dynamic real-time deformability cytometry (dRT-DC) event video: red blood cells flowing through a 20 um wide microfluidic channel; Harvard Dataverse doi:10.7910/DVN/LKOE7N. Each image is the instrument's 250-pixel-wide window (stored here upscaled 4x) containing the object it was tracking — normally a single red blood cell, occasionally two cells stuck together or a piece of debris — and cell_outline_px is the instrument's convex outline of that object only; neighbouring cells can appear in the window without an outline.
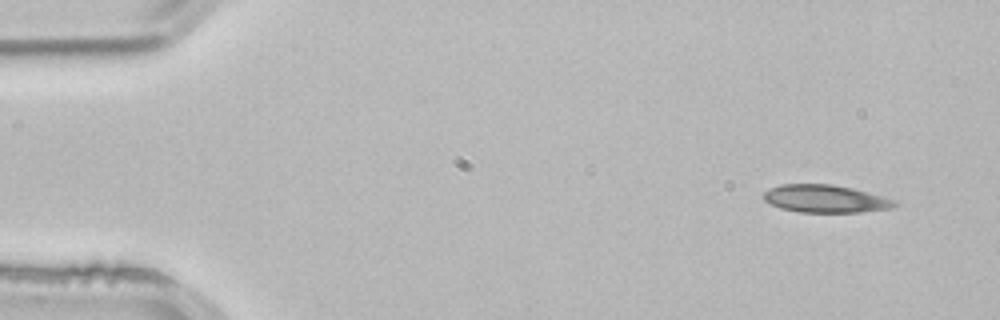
{"species": "common noctule bat (a hibernating species)", "species_latin": "Nyctalus noctula", "temperature_condition": "room temperature", "stored_images_in_passage": 3, "camera_frame_rate_fps": 3000, "um_per_image_px": 0.085, "animal": {"sex": "male", "body_mass_g": 21.5, "forearm_length_mm": 52.0}, "frame": {"image": 1, "passage_image": 1, "time_ms": 0.0, "image_size_px": [1000, 320], "cell_outline_px": [[896, 204], [892, 208], [860, 212], [800, 212], [780, 208], [764, 200], [764, 192], [780, 184], [832, 184], [852, 188], [896, 200]], "centroid_in_image_um": [70.15, 16.89], "position_along_channel_um": 14.8, "area_um2": 20.92}}